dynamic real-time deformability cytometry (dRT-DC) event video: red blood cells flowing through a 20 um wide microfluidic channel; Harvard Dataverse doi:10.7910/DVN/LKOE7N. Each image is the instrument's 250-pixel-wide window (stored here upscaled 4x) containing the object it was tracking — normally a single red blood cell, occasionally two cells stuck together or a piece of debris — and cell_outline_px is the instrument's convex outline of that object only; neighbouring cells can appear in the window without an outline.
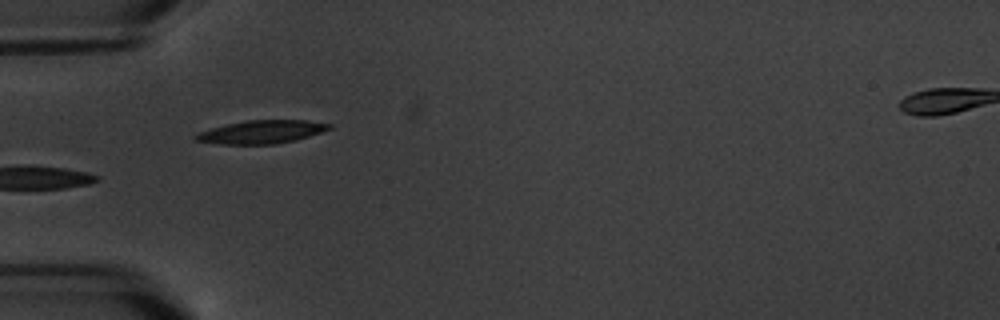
{"species": "common noctule bat (a hibernating species)", "species_latin": "Nyctalus noctula", "temperature_condition": "warm", "stored_images_in_passage": 4, "camera_frame_rate_fps": 3000, "um_per_image_px": 0.085, "animal": {"sex": "male", "body_mass_g": 20.1, "forearm_length_mm": 53.5}, "frame": {"image": 1, "passage_image": 4, "time_ms": 4.333, "image_size_px": [1000, 320], "cell_outline_px": [[332, 128], [296, 140], [276, 144], [220, 144], [192, 140], [192, 136], [200, 132], [212, 128], [228, 124], [248, 120], [308, 120], [332, 124]], "centroid_in_image_um": [22.23, 11.21], "position_along_channel_um": 62.8, "area_um2": 17.98}}